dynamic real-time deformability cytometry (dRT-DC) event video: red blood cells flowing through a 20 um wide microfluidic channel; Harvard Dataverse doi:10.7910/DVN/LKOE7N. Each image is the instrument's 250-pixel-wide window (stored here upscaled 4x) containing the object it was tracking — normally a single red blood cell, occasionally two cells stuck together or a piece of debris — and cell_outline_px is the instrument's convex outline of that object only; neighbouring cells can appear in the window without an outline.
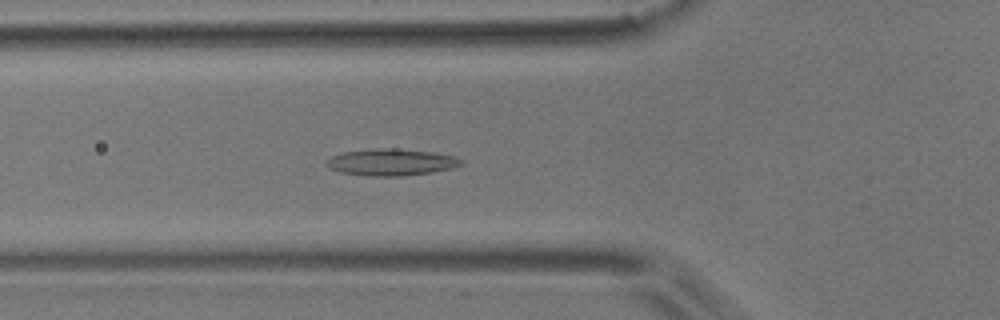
{"species": "common noctule bat (a hibernating species)", "species_latin": "Nyctalus noctula", "temperature_condition": "room temperature", "stored_images_in_passage": 53, "camera_frame_rate_fps": 3000, "um_per_image_px": 0.085, "animal": {"sex": "male", "body_mass_g": 17.9}, "frame": {"image": 1, "passage_image": 18, "time_ms": 5.667, "image_size_px": [1000, 320], "cell_outline_px": [[464, 164], [452, 168], [432, 172], [400, 176], [368, 176], [340, 172], [328, 168], [324, 164], [332, 156], [340, 152], [372, 148], [396, 148], [432, 152], [456, 156], [464, 160]], "centroid_in_image_um": [33.25, 13.78], "position_along_channel_um": 92.6, "area_um2": 21.27}}
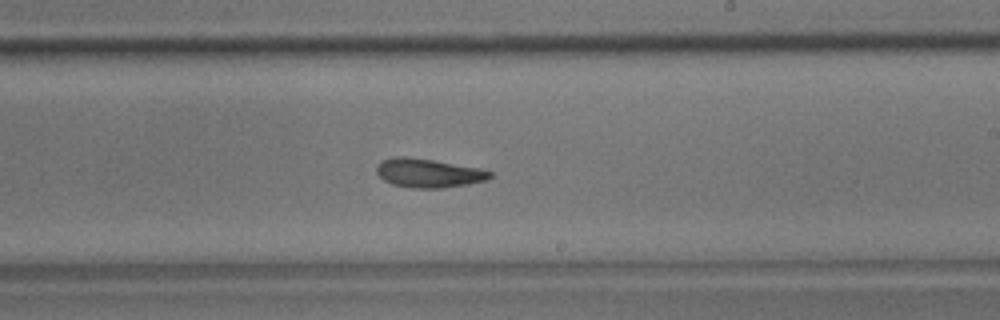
{"frame": {"image": 2, "passage_image": 31, "time_ms": 10.0, "image_size_px": [1000, 320], "cell_outline_px": [[492, 176], [484, 180], [468, 184], [440, 188], [412, 188], [392, 184], [384, 180], [376, 172], [376, 168], [380, 160], [392, 156], [404, 156], [432, 160], [480, 168], [492, 172]], "centroid_in_image_um": [36.37, 14.7], "position_along_channel_um": 252.6, "area_um2": 19.02}}
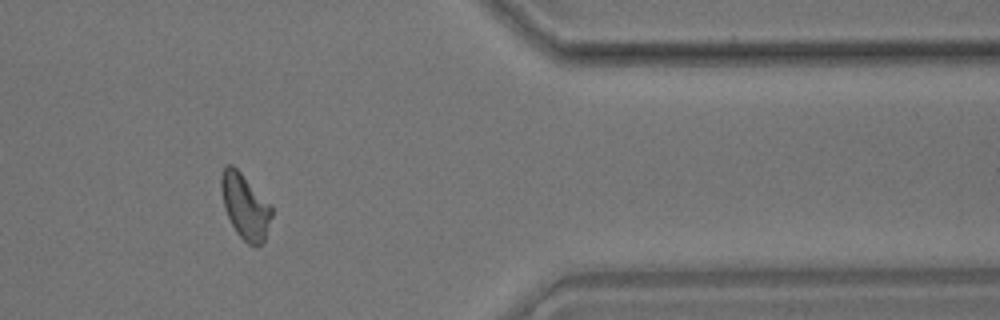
{"frame": {"image": 3, "passage_image": 44, "time_ms": 14.333, "image_size_px": [1000, 320], "cell_outline_px": [[272, 216], [264, 240], [260, 244], [248, 244], [236, 232], [224, 208], [220, 188], [220, 176], [224, 164], [232, 164], [272, 204]], "centroid_in_image_um": [20.82, 17.49], "position_along_channel_um": 390.6, "area_um2": 19.19}, "authors_computed_cell_mechanics": {"area_um2": 19.0162, "velocity_mm_per_s": 3.6847, "shape_relaxation_time_tau1_ms": 7.8134, "shape_relaxation_time_tau2_ms": 3.873, "deformation_change_tau1": 0.1606, "deformation_change_tau2": 0.1119}}